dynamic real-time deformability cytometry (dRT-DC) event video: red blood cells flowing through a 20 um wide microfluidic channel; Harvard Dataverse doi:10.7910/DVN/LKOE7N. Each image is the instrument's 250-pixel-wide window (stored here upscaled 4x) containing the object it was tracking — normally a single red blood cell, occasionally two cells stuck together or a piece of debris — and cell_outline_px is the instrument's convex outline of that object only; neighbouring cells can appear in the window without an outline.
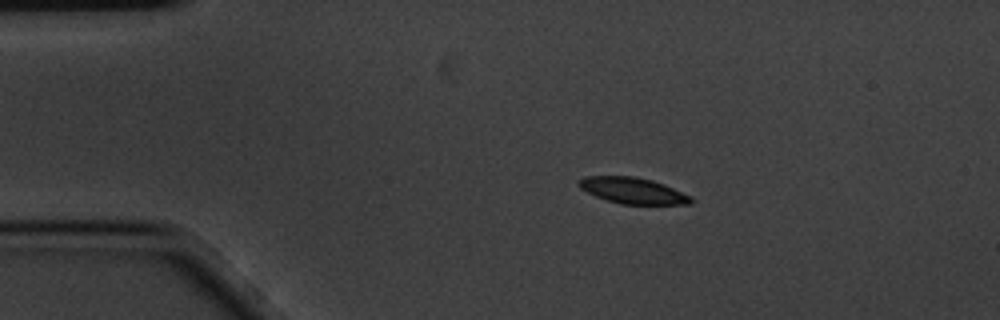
{"species": "common noctule bat (a hibernating species)", "species_latin": "Nyctalus noctula", "temperature_condition": "cold", "stored_images_in_passage": 8, "camera_frame_rate_fps": 3000, "um_per_image_px": 0.085, "animal": {"sex": "male", "body_mass_g": 20.1, "forearm_length_mm": 53.5}, "frame": {"image": 1, "passage_image": 2, "time_ms": 0.333, "image_size_px": [1000, 320], "cell_outline_px": [[696, 200], [692, 204], [620, 204], [596, 196], [580, 188], [576, 184], [576, 180], [584, 176], [632, 176], [652, 180], [664, 184], [692, 196]], "centroid_in_image_um": [53.8, 16.2], "position_along_channel_um": 31.2, "area_um2": 17.22}}
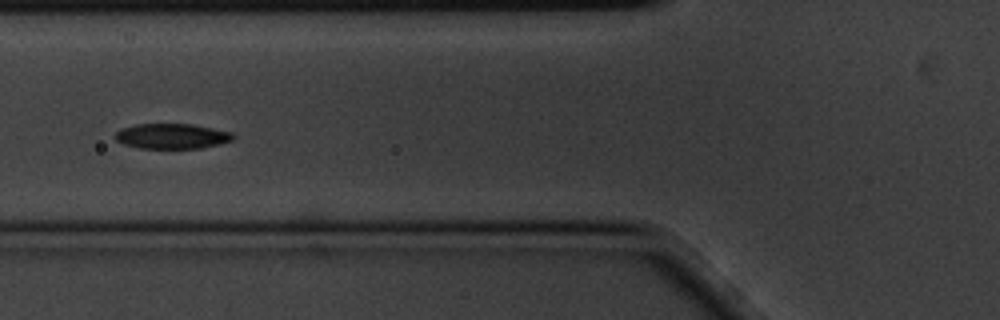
{"frame": {"image": 2, "passage_image": 5, "time_ms": 1.333, "image_size_px": [1000, 320], "cell_outline_px": [[236, 136], [232, 140], [200, 148], [140, 148], [124, 144], [116, 140], [112, 136], [120, 128], [136, 124], [192, 124], [232, 132]], "centroid_in_image_um": [14.57, 11.56], "position_along_channel_um": 111.2, "area_um2": 17.28}}
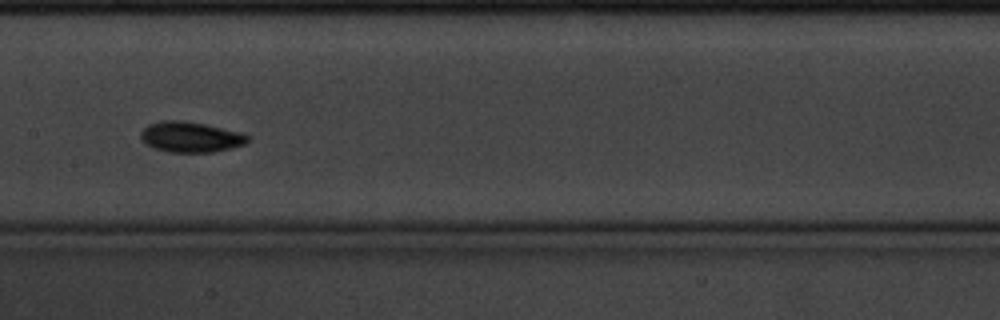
{"frame": {"image": 3, "passage_image": 7, "time_ms": 2.0, "image_size_px": [1000, 320], "cell_outline_px": [[248, 140], [244, 144], [232, 148], [212, 152], [168, 152], [152, 148], [144, 144], [140, 140], [140, 132], [148, 124], [160, 120], [184, 120], [204, 124], [240, 132], [248, 136]], "centroid_in_image_um": [16.12, 11.64], "position_along_channel_um": 191.3, "area_um2": 19.19}}